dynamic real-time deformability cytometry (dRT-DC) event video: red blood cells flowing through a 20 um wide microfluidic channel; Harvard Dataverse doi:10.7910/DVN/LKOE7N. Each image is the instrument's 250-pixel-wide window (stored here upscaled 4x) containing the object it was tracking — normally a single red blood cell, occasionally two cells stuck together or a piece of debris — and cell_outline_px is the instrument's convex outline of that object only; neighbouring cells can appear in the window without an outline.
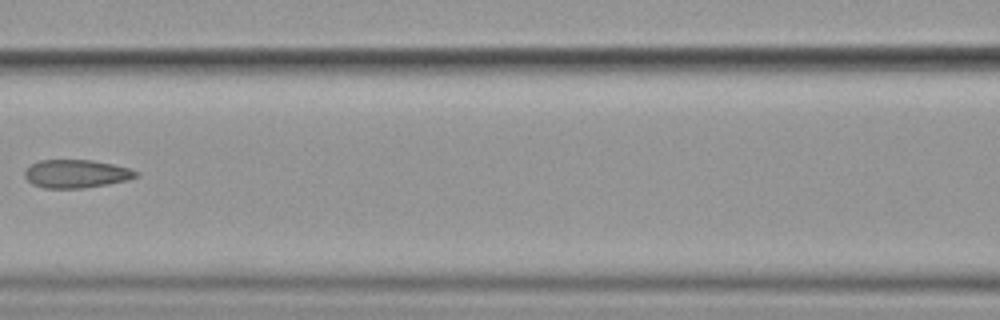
{"species": "common noctule bat (a hibernating species)", "species_latin": "Nyctalus noctula", "temperature_condition": "cold", "stored_images_in_passage": 15, "camera_frame_rate_fps": 3000, "um_per_image_px": 0.085, "animal": {"sex": "female", "body_mass_g": 19.9}, "frame": {"image": 1, "passage_image": 7, "time_ms": 8.0, "image_size_px": [1000, 320], "cell_outline_px": [[140, 176], [128, 180], [108, 184], [84, 188], [44, 188], [32, 184], [24, 176], [24, 172], [32, 164], [40, 160], [92, 160], [112, 164], [128, 168], [140, 172]], "centroid_in_image_um": [6.51, 14.77], "position_along_channel_um": 160.1, "area_um2": 18.32}}
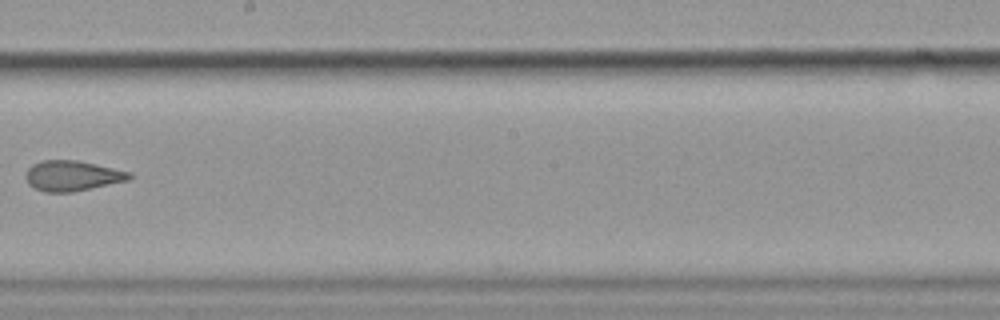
{"frame": {"image": 2, "passage_image": 9, "time_ms": 10.333, "image_size_px": [1000, 320], "cell_outline_px": [[132, 176], [128, 180], [92, 188], [72, 192], [44, 192], [28, 184], [24, 176], [28, 168], [32, 164], [44, 160], [76, 160], [96, 164], [132, 172]], "centroid_in_image_um": [6.13, 14.94], "position_along_channel_um": 242.1, "area_um2": 18.32}}
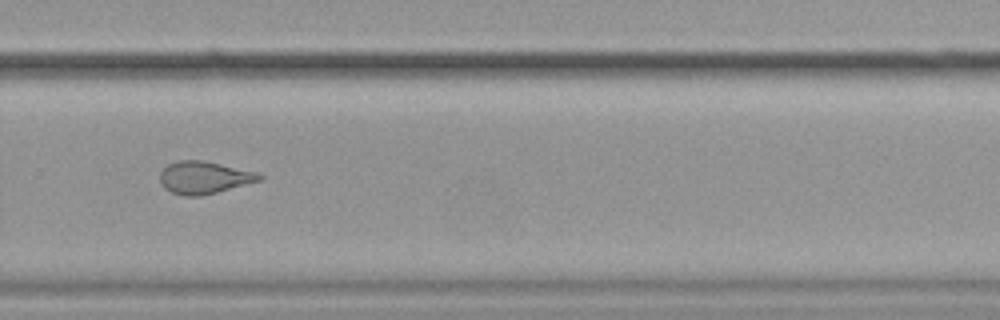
{"frame": {"image": 3, "passage_image": 11, "time_ms": 12.333, "image_size_px": [1000, 320], "cell_outline_px": [[264, 176], [260, 180], [216, 192], [200, 196], [184, 196], [172, 192], [164, 188], [160, 180], [160, 172], [168, 164], [176, 160], [204, 160], [252, 172]], "centroid_in_image_um": [17.27, 15.09], "position_along_channel_um": 312.5, "area_um2": 18.38}, "authors_computed_cell_mechanics": {"area_um2": 19.1896, "velocity_mm_per_s": 3.5455, "shape_relaxation_time_tau1_ms": 9.7078, "shape_relaxation_time_tau2_ms": 1.7079, "deformation_change_tau1": 0.2332, "deformation_change_tau2": 0.1045}}